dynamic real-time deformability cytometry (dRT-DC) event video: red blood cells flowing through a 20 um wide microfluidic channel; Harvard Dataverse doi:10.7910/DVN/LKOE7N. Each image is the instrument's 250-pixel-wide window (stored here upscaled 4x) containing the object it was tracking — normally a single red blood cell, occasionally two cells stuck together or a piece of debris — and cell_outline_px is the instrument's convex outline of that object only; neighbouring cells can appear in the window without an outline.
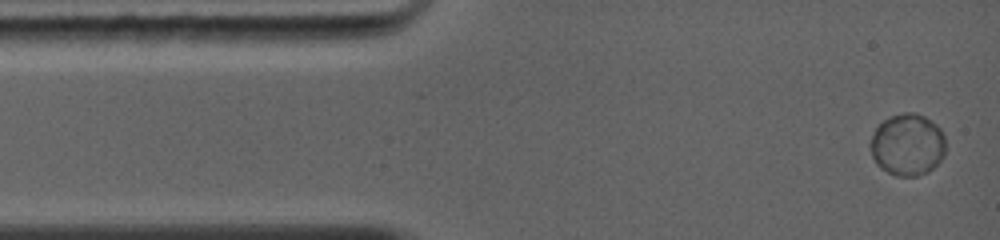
{"species": "common noctule bat (a hibernating species)", "species_latin": "Nyctalus noctula", "temperature_condition": "warm", "stored_images_in_passage": 5, "camera_frame_rate_fps": 5000, "um_per_image_px": 0.085, "animal": {"sex": "female", "body_mass_g": 19.0, "forearm_length_mm": 56.7}, "frame": {"image": 1, "passage_image": 1, "time_ms": 0.0, "image_size_px": [1000, 240], "cell_outline_px": [[944, 156], [928, 172], [916, 176], [896, 176], [880, 168], [876, 164], [872, 156], [872, 136], [876, 128], [888, 116], [904, 112], [916, 112], [924, 116], [936, 124], [940, 128], [944, 136]], "centroid_in_image_um": [77.14, 12.29], "position_along_channel_um": 7.9, "area_um2": 27.05}}
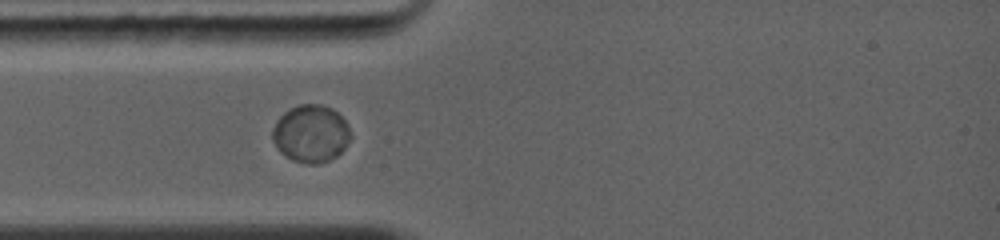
{"frame": {"image": 2, "passage_image": 4, "time_ms": 2.8, "image_size_px": [1000, 240], "cell_outline_px": [[352, 136], [344, 148], [336, 156], [320, 164], [308, 164], [292, 160], [280, 152], [272, 140], [272, 132], [276, 120], [284, 112], [296, 104], [320, 104], [332, 108], [348, 124]], "centroid_in_image_um": [26.42, 11.35], "position_along_channel_um": 58.6, "area_um2": 26.3}}
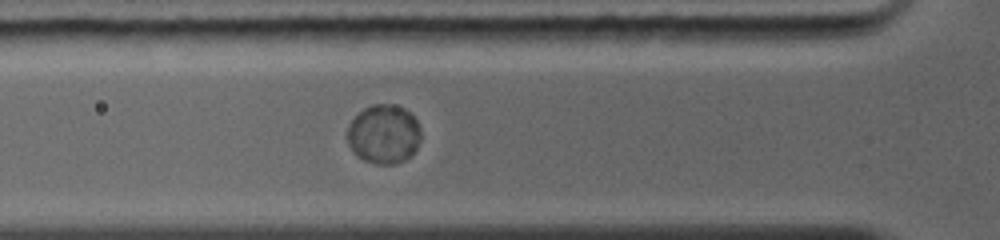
{"frame": {"image": 3, "passage_image": 5, "time_ms": 3.6, "image_size_px": [1000, 240], "cell_outline_px": [[420, 140], [416, 148], [404, 160], [396, 164], [376, 164], [364, 160], [356, 156], [348, 144], [348, 124], [364, 108], [372, 104], [392, 104], [404, 108], [416, 120], [420, 128]], "centroid_in_image_um": [32.6, 11.41], "position_along_channel_um": 93.2, "area_um2": 25.2}}